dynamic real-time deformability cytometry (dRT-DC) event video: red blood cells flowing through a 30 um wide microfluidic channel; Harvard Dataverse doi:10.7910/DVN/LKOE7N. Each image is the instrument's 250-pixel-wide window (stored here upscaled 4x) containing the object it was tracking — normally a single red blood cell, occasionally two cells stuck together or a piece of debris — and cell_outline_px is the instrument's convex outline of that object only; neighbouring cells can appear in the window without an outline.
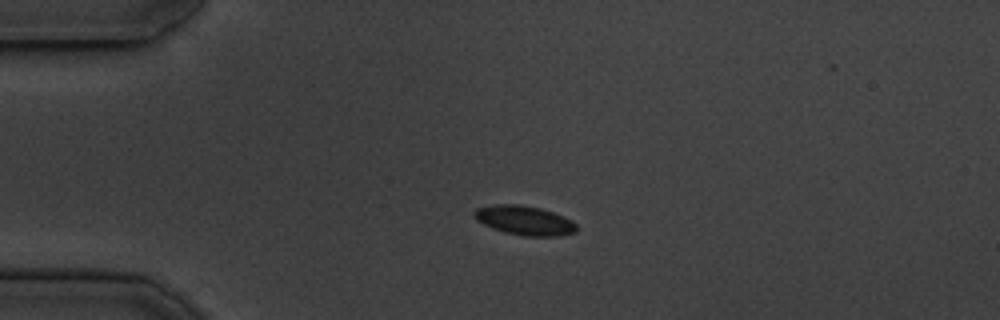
{"species": "common noctule bat (a hibernating species)", "species_latin": "Nyctalus noctula", "temperature_condition": "cold", "stored_images_in_passage": 43, "camera_frame_rate_fps": 3000, "um_per_image_px": 0.085, "animal": {"sex": "male", "body_mass_g": 19.5, "forearm_length_mm": 54.6}, "frame": {"image": 1, "passage_image": 1, "time_ms": 0.0, "image_size_px": [1000, 320], "cell_outline_px": [[576, 232], [560, 236], [524, 236], [504, 232], [492, 228], [476, 220], [472, 216], [472, 212], [476, 208], [496, 204], [520, 204], [540, 208], [564, 216], [572, 220], [576, 224]], "centroid_in_image_um": [44.56, 18.73], "position_along_channel_um": 40.4, "area_um2": 17.63}}
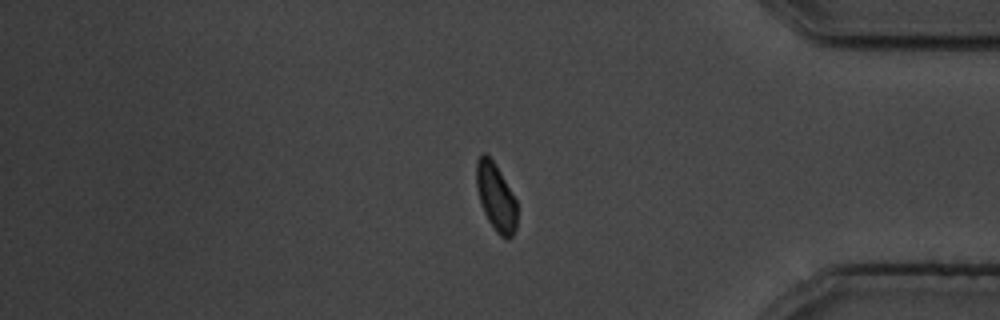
{"frame": {"image": 2, "passage_image": 34, "time_ms": 11.0, "image_size_px": [1000, 320], "cell_outline_px": [[516, 228], [512, 236], [508, 240], [500, 236], [496, 232], [488, 220], [480, 204], [476, 188], [476, 160], [484, 152], [496, 164], [516, 200]], "centroid_in_image_um": [42.13, 16.76], "position_along_channel_um": 393.1, "area_um2": 16.07}}
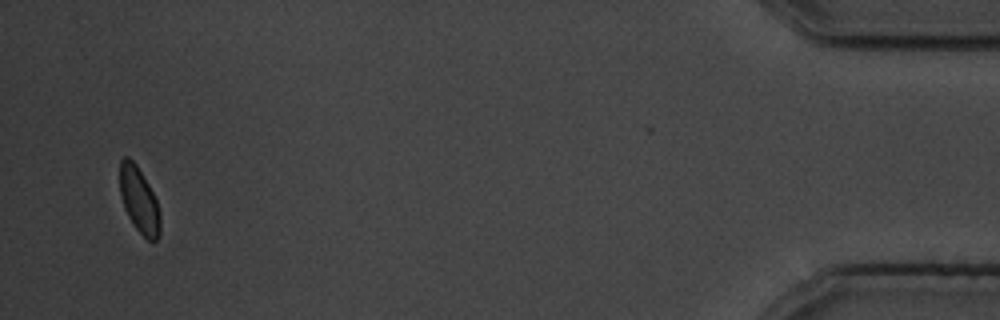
{"frame": {"image": 3, "passage_image": 41, "time_ms": 13.333, "image_size_px": [1000, 320], "cell_outline_px": [[160, 232], [156, 240], [148, 240], [132, 224], [124, 208], [120, 196], [120, 160], [124, 156], [128, 156], [136, 164], [148, 184], [156, 200], [160, 212]], "centroid_in_image_um": [11.81, 17.0], "position_along_channel_um": 423.4, "area_um2": 15.37}, "authors_computed_cell_mechanics": {"area_um2": 16.6464, "velocity_mm_per_s": 3.6791, "shape_relaxation_time_tau1_ms": 1.7688, "shape_relaxation_time_tau2_ms": null, "deformation_change_tau1": 0.0519, "deformation_change_tau2": null}}